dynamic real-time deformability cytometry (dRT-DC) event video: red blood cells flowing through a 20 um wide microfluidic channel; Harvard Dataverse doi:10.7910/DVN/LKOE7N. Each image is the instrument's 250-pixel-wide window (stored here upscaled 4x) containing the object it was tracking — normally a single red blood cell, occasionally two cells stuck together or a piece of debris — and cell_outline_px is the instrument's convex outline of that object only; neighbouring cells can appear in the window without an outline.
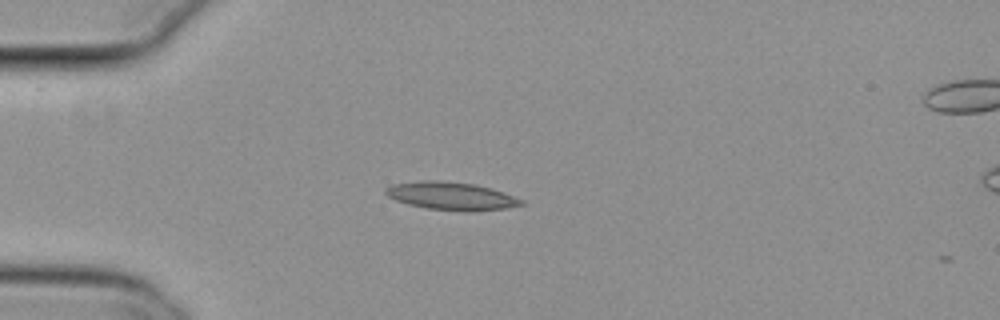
{"species": "common noctule bat (a hibernating species)", "species_latin": "Nyctalus noctula", "temperature_condition": "cold", "stored_images_in_passage": 2, "camera_frame_rate_fps": 3000, "um_per_image_px": 0.085, "animal": {"sex": "female", "body_mass_g": 29.2, "forearm_length_mm": 56.3}, "frame": {"image": 1, "passage_image": 1, "time_ms": 0.0, "image_size_px": [1000, 320], "cell_outline_px": [[524, 204], [504, 208], [476, 212], [464, 212], [428, 208], [408, 204], [396, 200], [388, 196], [384, 192], [384, 188], [392, 184], [428, 180], [432, 180], [476, 184], [492, 188], [504, 192], [524, 200]], "centroid_in_image_um": [38.38, 16.67], "position_along_channel_um": 46.6, "area_um2": 22.14}}